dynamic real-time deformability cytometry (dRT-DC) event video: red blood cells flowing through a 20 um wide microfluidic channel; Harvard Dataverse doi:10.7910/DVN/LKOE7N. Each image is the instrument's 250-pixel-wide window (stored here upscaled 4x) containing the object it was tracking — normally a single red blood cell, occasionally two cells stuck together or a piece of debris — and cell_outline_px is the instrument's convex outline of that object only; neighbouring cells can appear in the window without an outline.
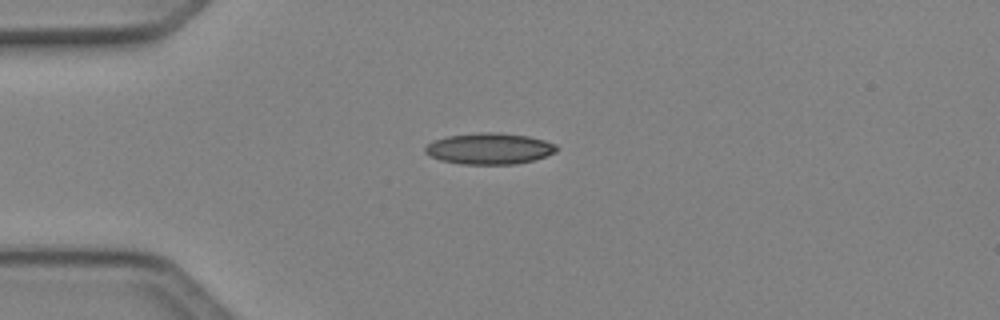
{"species": "Egyptian fruit bat (a non-hibernating species)", "species_latin": "Rousettus aegyptiacus", "temperature_condition": "cold", "stored_images_in_passage": 37, "camera_frame_rate_fps": 3000, "um_per_image_px": 0.085, "animal": {"sex": "female"}, "frame": {"image": 1, "passage_image": 1, "time_ms": 0.0, "image_size_px": [1000, 320], "cell_outline_px": [[556, 152], [532, 160], [516, 164], [460, 164], [440, 160], [424, 152], [424, 148], [432, 140], [448, 136], [480, 132], [496, 132], [528, 136], [544, 140], [556, 144]], "centroid_in_image_um": [41.57, 12.63], "position_along_channel_um": 43.4, "area_um2": 23.81}}
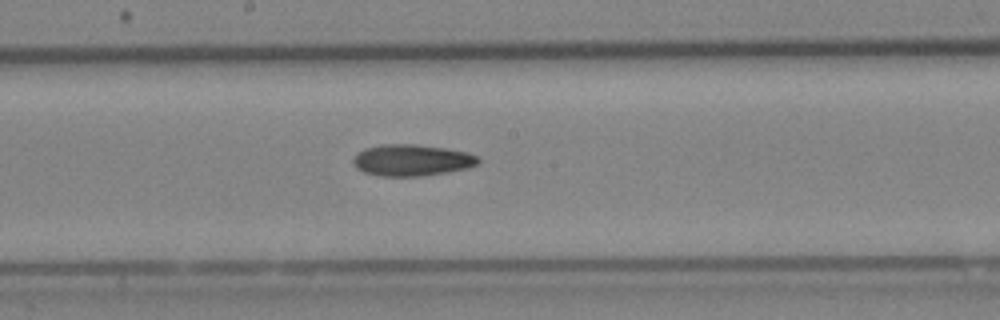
{"frame": {"image": 2, "passage_image": 15, "time_ms": 4.667, "image_size_px": [1000, 320], "cell_outline_px": [[480, 160], [476, 164], [468, 168], [448, 172], [424, 176], [380, 176], [364, 172], [356, 168], [352, 164], [352, 160], [356, 152], [364, 148], [380, 144], [416, 144], [448, 148], [468, 152], [480, 156]], "centroid_in_image_um": [34.99, 13.61], "position_along_channel_um": 213.2, "area_um2": 23.41}}
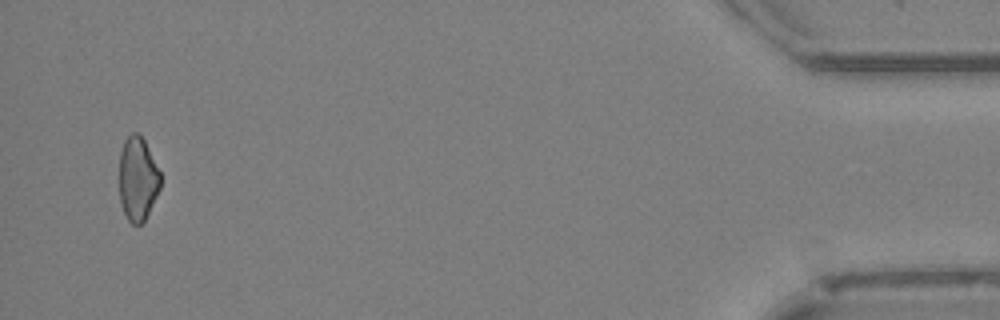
{"frame": {"image": 3, "passage_image": 36, "time_ms": 11.667, "image_size_px": [1000, 320], "cell_outline_px": [[160, 188], [144, 220], [140, 224], [132, 224], [128, 220], [120, 204], [120, 152], [124, 140], [132, 132], [136, 132], [144, 140], [160, 172]], "centroid_in_image_um": [11.69, 15.19], "position_along_channel_um": 423.5, "area_um2": 19.83}}